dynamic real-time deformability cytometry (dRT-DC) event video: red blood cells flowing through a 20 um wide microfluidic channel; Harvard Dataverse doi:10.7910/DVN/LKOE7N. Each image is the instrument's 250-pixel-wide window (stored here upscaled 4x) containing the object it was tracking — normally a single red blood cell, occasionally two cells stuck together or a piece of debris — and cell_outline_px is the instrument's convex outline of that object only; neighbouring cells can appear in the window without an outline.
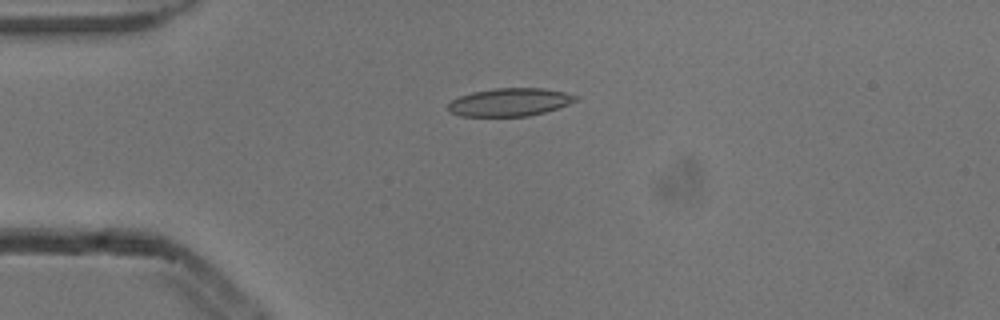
{"species": "common noctule bat (a hibernating species)", "species_latin": "Nyctalus noctula", "temperature_condition": "cold", "stored_images_in_passage": 3, "camera_frame_rate_fps": 3000, "um_per_image_px": 0.085, "animal": {"sex": "male", "body_mass_g": 13.3}, "frame": {"image": 1, "passage_image": 2, "time_ms": 0.333, "image_size_px": [1000, 320], "cell_outline_px": [[580, 96], [576, 100], [568, 104], [544, 112], [528, 116], [460, 116], [452, 112], [448, 108], [448, 104], [452, 100], [460, 96], [472, 92], [496, 88], [544, 88], [564, 92]], "centroid_in_image_um": [43.34, 8.68], "position_along_channel_um": 41.7, "area_um2": 20.63}}